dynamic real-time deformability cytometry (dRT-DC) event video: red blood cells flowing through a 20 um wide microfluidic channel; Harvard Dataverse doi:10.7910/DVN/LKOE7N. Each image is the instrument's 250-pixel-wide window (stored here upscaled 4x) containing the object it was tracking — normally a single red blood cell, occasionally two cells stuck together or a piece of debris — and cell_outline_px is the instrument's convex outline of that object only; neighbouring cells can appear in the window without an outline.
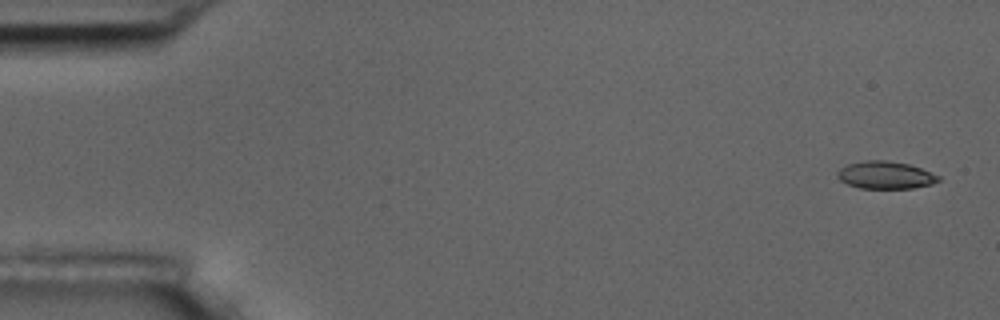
{"species": "common noctule bat (a hibernating species)", "species_latin": "Nyctalus noctula", "temperature_condition": "room temperature", "stored_images_in_passage": 5, "camera_frame_rate_fps": 3000, "um_per_image_px": 0.085, "animal": {"sex": "male", "body_mass_g": 17.5, "forearm_length_mm": 52.3}, "frame": {"image": 1, "passage_image": 1, "time_ms": 0.0, "image_size_px": [1000, 320], "cell_outline_px": [[940, 180], [932, 184], [912, 188], [860, 188], [848, 184], [840, 180], [836, 176], [836, 172], [840, 168], [848, 164], [864, 160], [888, 160], [908, 164], [920, 168], [940, 176]], "centroid_in_image_um": [75.24, 14.87], "position_along_channel_um": 9.8, "area_um2": 16.18}}
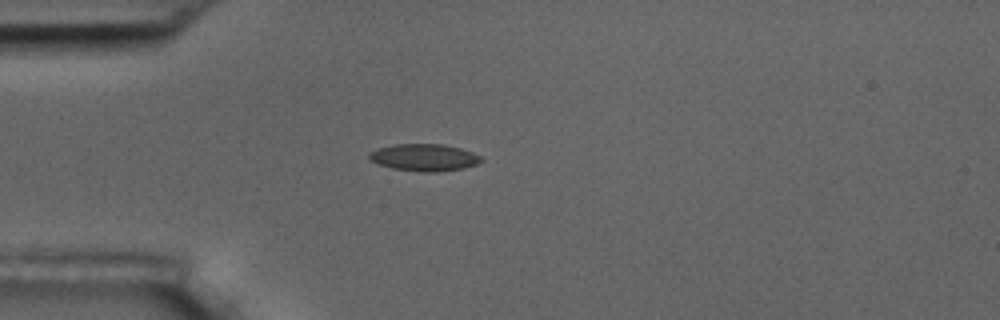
{"frame": {"image": 2, "passage_image": 4, "time_ms": 4.333, "image_size_px": [1000, 320], "cell_outline_px": [[484, 160], [476, 164], [464, 168], [436, 172], [424, 172], [392, 168], [376, 164], [368, 160], [368, 152], [376, 148], [396, 144], [444, 144], [460, 148], [472, 152], [480, 156]], "centroid_in_image_um": [36.01, 13.38], "position_along_channel_um": 49.0, "area_um2": 17.86}}